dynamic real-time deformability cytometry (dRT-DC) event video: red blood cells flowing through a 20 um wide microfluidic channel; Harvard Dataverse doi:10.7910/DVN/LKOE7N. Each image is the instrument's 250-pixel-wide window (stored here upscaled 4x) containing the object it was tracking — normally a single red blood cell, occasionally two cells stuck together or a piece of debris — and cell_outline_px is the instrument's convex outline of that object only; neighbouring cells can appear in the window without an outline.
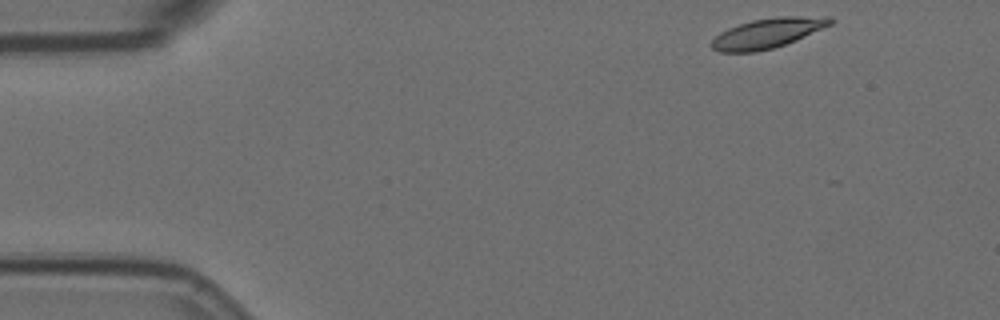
{"species": "Egyptian fruit bat (a non-hibernating species)", "species_latin": "Rousettus aegyptiacus", "temperature_condition": "room temperature", "stored_images_in_passage": 6, "camera_frame_rate_fps": 3000, "um_per_image_px": 0.085, "animal": {"sex": "female"}, "frame": {"image": 1, "passage_image": 1, "time_ms": 0.0, "image_size_px": [1000, 320], "cell_outline_px": [[836, 20], [832, 24], [796, 40], [772, 48], [756, 52], [720, 52], [712, 48], [712, 40], [720, 32], [728, 28], [752, 20], [780, 16], [832, 16]], "centroid_in_image_um": [65.29, 2.8], "position_along_channel_um": 19.7, "area_um2": 20.63}}
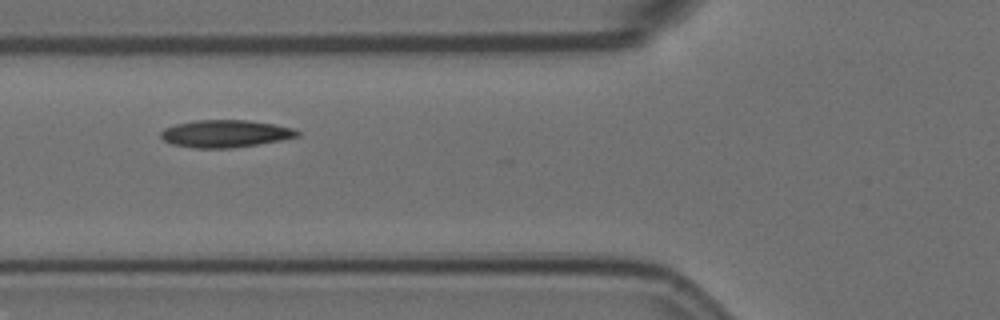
{"frame": {"image": 2, "passage_image": 5, "time_ms": 1.333, "image_size_px": [1000, 320], "cell_outline_px": [[300, 136], [280, 140], [232, 148], [196, 148], [172, 144], [164, 140], [160, 136], [160, 132], [164, 128], [176, 124], [196, 120], [248, 120], [272, 124], [292, 128], [300, 132]], "centroid_in_image_um": [19.13, 11.36], "position_along_channel_um": 106.7, "area_um2": 21.62}}
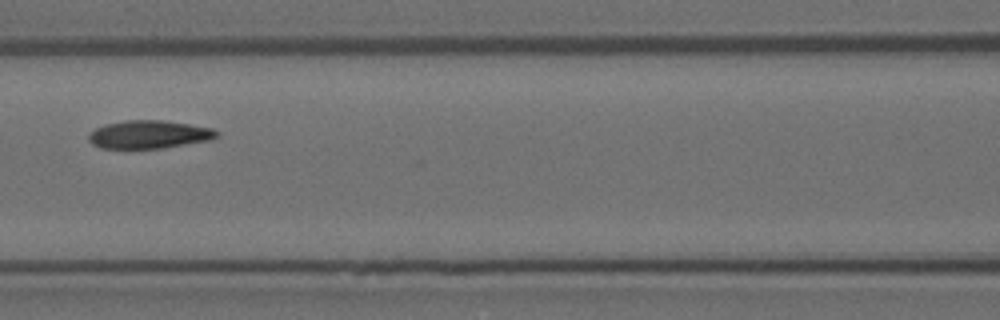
{"frame": {"image": 3, "passage_image": 6, "time_ms": 1.667, "image_size_px": [1000, 320], "cell_outline_px": [[220, 136], [208, 140], [160, 148], [100, 148], [92, 144], [88, 140], [88, 136], [96, 128], [104, 124], [124, 120], [164, 120], [212, 128], [220, 132]], "centroid_in_image_um": [12.66, 11.42], "position_along_channel_um": 153.9, "area_um2": 20.87}}